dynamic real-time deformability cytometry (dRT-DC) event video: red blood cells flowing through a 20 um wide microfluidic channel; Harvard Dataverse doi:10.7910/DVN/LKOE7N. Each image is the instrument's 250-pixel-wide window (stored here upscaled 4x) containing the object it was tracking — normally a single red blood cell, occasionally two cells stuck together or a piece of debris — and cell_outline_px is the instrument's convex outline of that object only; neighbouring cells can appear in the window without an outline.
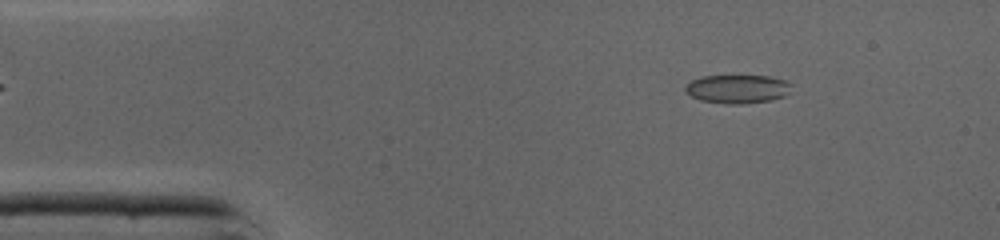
{"species": "common noctule bat (a hibernating species)", "species_latin": "Nyctalus noctula", "temperature_condition": "cold", "stored_images_in_passage": 40, "camera_frame_rate_fps": 3000, "um_per_image_px": 0.085, "animal": {"sex": "male", "body_mass_g": 19.0, "forearm_length_mm": 50.8}, "frame": {"image": 1, "passage_image": 1, "time_ms": 0.0, "image_size_px": [1000, 240], "cell_outline_px": [[792, 84], [788, 92], [784, 96], [768, 100], [744, 104], [728, 104], [700, 100], [684, 92], [684, 88], [692, 80], [704, 76], [768, 76], [784, 80]], "centroid_in_image_um": [62.66, 7.56], "position_along_channel_um": 22.3, "area_um2": 17.51}}
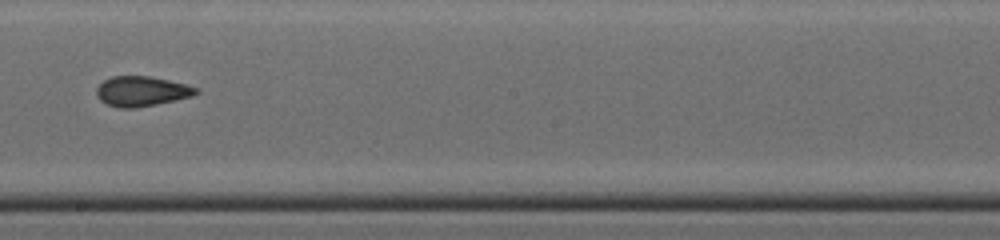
{"frame": {"image": 2, "passage_image": 20, "time_ms": 6.333, "image_size_px": [1000, 240], "cell_outline_px": [[200, 92], [192, 96], [156, 104], [136, 108], [120, 108], [108, 104], [100, 100], [96, 96], [96, 88], [104, 80], [112, 76], [148, 76], [168, 80], [200, 88]], "centroid_in_image_um": [12.03, 7.76], "position_along_channel_um": 236.2, "area_um2": 17.34}}
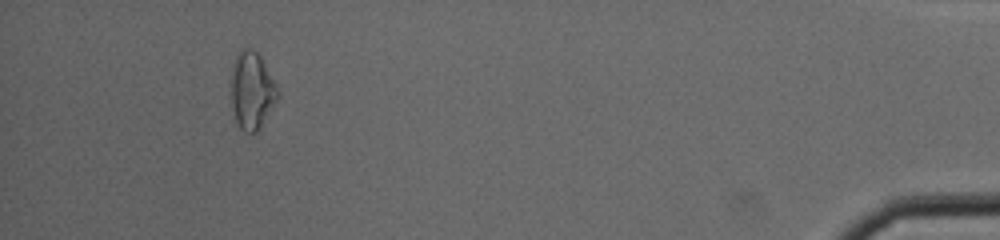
{"frame": {"image": 3, "passage_image": 37, "time_ms": 12.0, "image_size_px": [1000, 240], "cell_outline_px": [[280, 96], [260, 132], [244, 132], [236, 124], [232, 108], [232, 64], [240, 48], [252, 48], [260, 56], [276, 84], [280, 92]], "centroid_in_image_um": [21.44, 7.74], "position_along_channel_um": 413.8, "area_um2": 21.44}, "authors_computed_cell_mechanics": {"area_um2": 17.7735, "velocity_mm_per_s": 4.3725, "shape_relaxation_time_tau1_ms": null, "shape_relaxation_time_tau2_ms": 1.806, "deformation_change_tau1": null, "deformation_change_tau2": 0.0618}}